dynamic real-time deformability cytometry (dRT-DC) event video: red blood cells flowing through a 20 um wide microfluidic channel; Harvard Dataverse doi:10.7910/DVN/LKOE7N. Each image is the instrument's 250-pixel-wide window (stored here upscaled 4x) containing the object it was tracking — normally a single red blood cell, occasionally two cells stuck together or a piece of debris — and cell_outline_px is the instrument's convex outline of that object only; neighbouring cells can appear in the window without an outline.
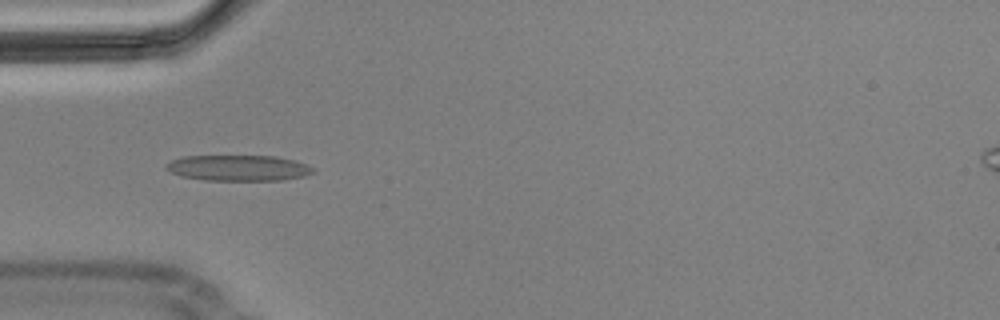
{"species": "Egyptian fruit bat (a non-hibernating species)", "species_latin": "Rousettus aegyptiacus", "temperature_condition": "cold", "stored_images_in_passage": 2, "camera_frame_rate_fps": 3000, "um_per_image_px": 0.085, "animal": {"sex": "male"}, "frame": {"image": 1, "passage_image": 1, "time_ms": 0.0, "image_size_px": [1000, 320], "cell_outline_px": [[316, 172], [304, 176], [280, 180], [204, 180], [180, 176], [164, 168], [164, 164], [180, 156], [276, 156], [292, 160], [304, 164], [312, 168]], "centroid_in_image_um": [20.2, 14.27], "position_along_channel_um": 64.8, "area_um2": 22.02}}